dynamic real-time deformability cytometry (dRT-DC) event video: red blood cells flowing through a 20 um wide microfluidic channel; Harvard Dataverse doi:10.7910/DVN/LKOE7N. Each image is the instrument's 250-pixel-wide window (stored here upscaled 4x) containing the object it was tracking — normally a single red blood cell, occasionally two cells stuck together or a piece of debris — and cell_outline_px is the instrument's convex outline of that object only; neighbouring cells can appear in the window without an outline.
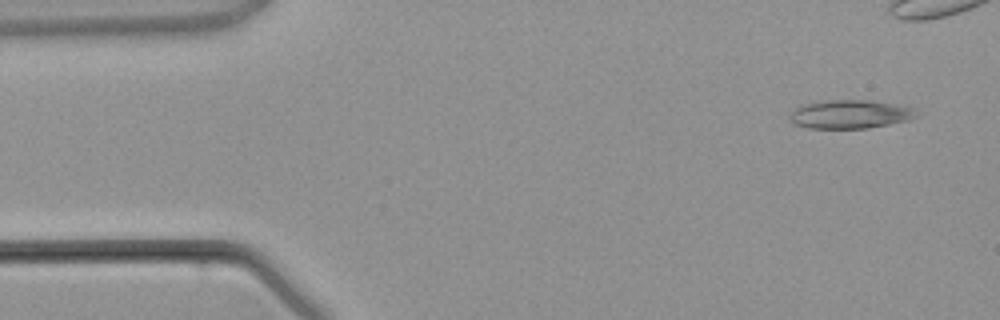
{"species": "common noctule bat (a hibernating species)", "species_latin": "Nyctalus noctula", "temperature_condition": "warm", "stored_images_in_passage": 4, "camera_frame_rate_fps": 3000, "um_per_image_px": 0.085, "animal": {"sex": "male", "body_mass_g": 21.5, "forearm_length_mm": 52.0}, "frame": {"image": 1, "passage_image": 1, "time_ms": 0.0, "image_size_px": [1000, 320], "cell_outline_px": [[916, 116], [912, 120], [868, 128], [808, 128], [796, 124], [788, 116], [800, 104], [824, 100], [868, 100], [896, 104], [916, 108]], "centroid_in_image_um": [72.28, 9.7], "position_along_channel_um": 12.7, "area_um2": 21.21}}